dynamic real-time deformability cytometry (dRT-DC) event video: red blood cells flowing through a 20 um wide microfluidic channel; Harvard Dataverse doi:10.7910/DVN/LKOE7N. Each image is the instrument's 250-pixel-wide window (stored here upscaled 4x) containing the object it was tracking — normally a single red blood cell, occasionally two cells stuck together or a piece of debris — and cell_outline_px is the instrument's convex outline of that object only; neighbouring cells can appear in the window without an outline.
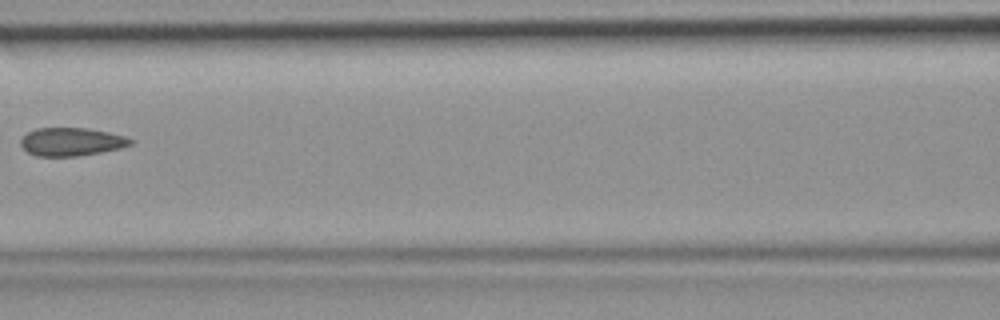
{"species": "common noctule bat (a hibernating species)", "species_latin": "Nyctalus noctula", "temperature_condition": "room temperature", "stored_images_in_passage": 6, "camera_frame_rate_fps": 3000, "um_per_image_px": 0.085, "animal": {"sex": "female", "body_mass_g": 19.9}, "frame": {"image": 1, "passage_image": 6, "time_ms": 1.667, "image_size_px": [1000, 320], "cell_outline_px": [[132, 144], [120, 148], [80, 156], [36, 156], [28, 152], [20, 144], [20, 140], [28, 132], [36, 128], [88, 128], [108, 132], [124, 136], [132, 140]], "centroid_in_image_um": [6.05, 12.05], "position_along_channel_um": 160.5, "area_um2": 17.92}}